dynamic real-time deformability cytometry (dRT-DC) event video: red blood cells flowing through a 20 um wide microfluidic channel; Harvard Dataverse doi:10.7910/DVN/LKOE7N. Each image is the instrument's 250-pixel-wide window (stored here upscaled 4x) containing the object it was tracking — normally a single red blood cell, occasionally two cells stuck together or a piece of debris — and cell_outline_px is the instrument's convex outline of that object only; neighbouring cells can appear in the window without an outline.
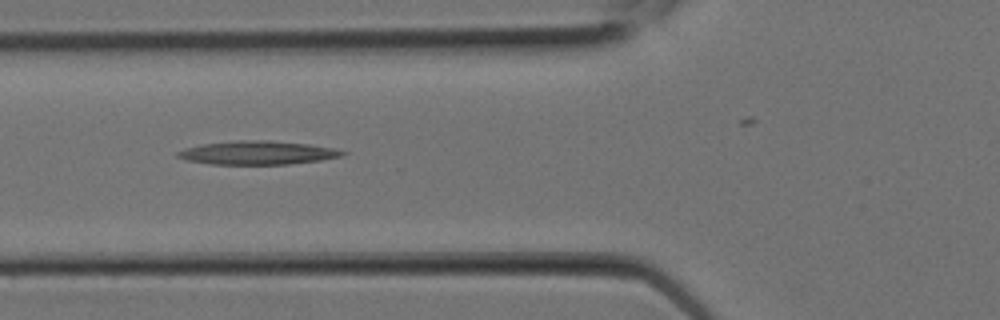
{"species": "Egyptian fruit bat (a non-hibernating species)", "species_latin": "Rousettus aegyptiacus", "temperature_condition": "room temperature", "stored_images_in_passage": 7, "camera_frame_rate_fps": 3000, "um_per_image_px": 0.085, "animal": {"sex": "female"}, "frame": {"image": 1, "passage_image": 6, "time_ms": 1.667, "image_size_px": [1000, 320], "cell_outline_px": [[348, 152], [340, 156], [320, 160], [288, 164], [212, 164], [188, 160], [176, 156], [176, 152], [184, 148], [200, 144], [236, 140], [268, 140], [308, 144], [336, 148]], "centroid_in_image_um": [21.87, 12.97], "position_along_channel_um": 103.9, "area_um2": 22.6}}
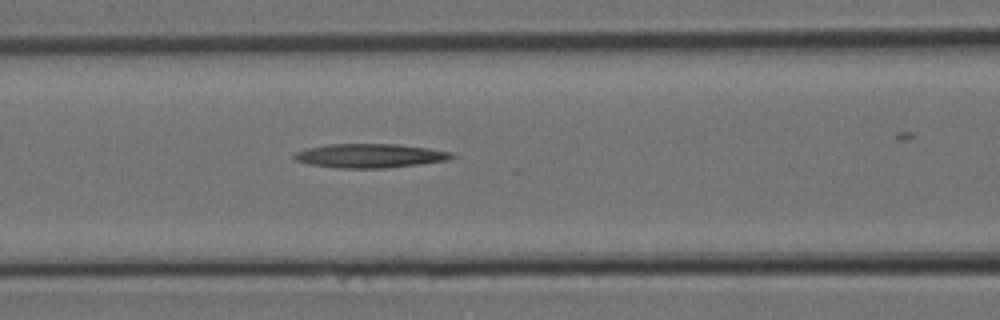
{"frame": {"image": 2, "passage_image": 7, "time_ms": 2.0, "image_size_px": [1000, 320], "cell_outline_px": [[456, 156], [448, 160], [420, 164], [384, 168], [340, 168], [308, 164], [296, 160], [292, 156], [296, 152], [308, 148], [328, 144], [396, 144], [428, 148], [456, 152]], "centroid_in_image_um": [31.49, 13.24], "position_along_channel_um": 135.1, "area_um2": 22.08}}